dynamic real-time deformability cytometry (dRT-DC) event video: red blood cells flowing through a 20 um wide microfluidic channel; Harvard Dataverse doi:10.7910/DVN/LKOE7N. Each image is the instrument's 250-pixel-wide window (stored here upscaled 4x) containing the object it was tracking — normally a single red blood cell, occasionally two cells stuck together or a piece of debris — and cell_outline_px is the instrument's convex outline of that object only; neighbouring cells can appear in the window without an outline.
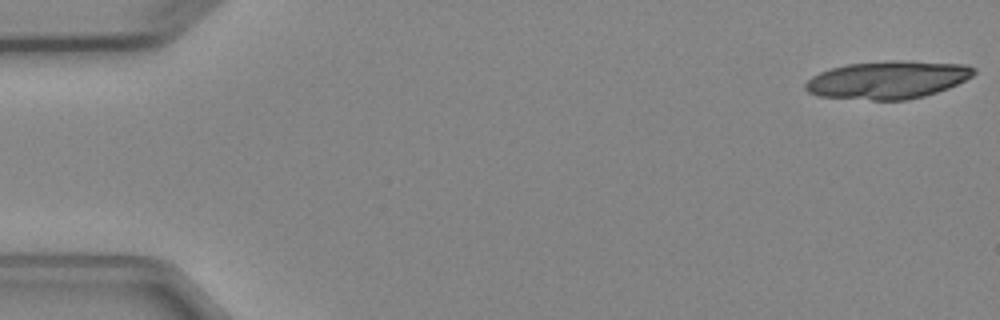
{"species": "Egyptian fruit bat (a non-hibernating species)", "species_latin": "Rousettus aegyptiacus", "temperature_condition": "cold", "stored_images_in_passage": 5, "camera_frame_rate_fps": 3000, "um_per_image_px": 0.085, "animal": {"sex": "female"}, "frame": {"image": 1, "passage_image": 1, "time_ms": 0.0, "image_size_px": [1000, 320], "cell_outline_px": [[976, 72], [972, 76], [948, 88], [924, 96], [908, 100], [872, 100], [820, 96], [808, 92], [804, 88], [804, 84], [812, 76], [820, 72], [832, 68], [848, 64], [892, 60], [912, 60], [968, 64], [976, 68]], "centroid_in_image_um": [75.49, 6.77], "position_along_channel_um": 9.5, "area_um2": 37.34}}